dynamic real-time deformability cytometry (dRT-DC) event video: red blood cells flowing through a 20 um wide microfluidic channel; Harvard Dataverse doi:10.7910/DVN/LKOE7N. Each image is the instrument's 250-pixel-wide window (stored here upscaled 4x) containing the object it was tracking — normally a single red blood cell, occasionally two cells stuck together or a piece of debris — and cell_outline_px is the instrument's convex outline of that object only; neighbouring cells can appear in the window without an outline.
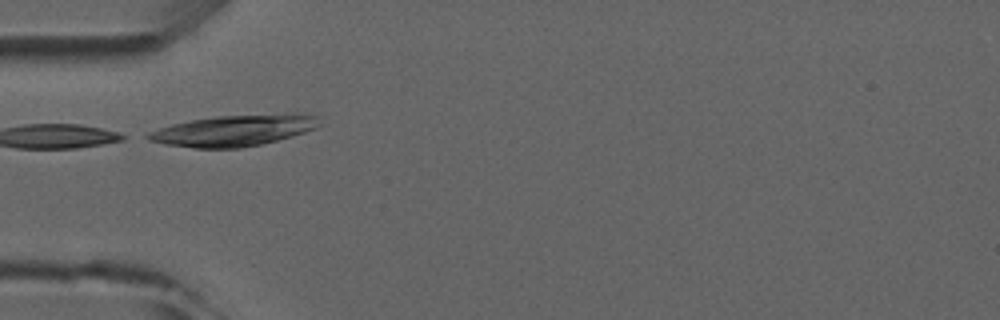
{"species": "common noctule bat (a hibernating species)", "species_latin": "Nyctalus noctula", "temperature_condition": "room temperature", "stored_images_in_passage": 2, "camera_frame_rate_fps": 3000, "um_per_image_px": 0.085, "animal": {"sex": "male", "forearm_length_mm": 52.5}, "frame": {"image": 1, "passage_image": 2, "time_ms": 1.0, "image_size_px": [1000, 320], "cell_outline_px": [[324, 124], [316, 128], [292, 136], [260, 144], [240, 148], [192, 148], [164, 144], [148, 140], [140, 136], [148, 132], [172, 124], [192, 120], [216, 116], [300, 112], [304, 112], [316, 116]], "centroid_in_image_um": [19.91, 11.07], "position_along_channel_um": 65.1, "area_um2": 31.62}}